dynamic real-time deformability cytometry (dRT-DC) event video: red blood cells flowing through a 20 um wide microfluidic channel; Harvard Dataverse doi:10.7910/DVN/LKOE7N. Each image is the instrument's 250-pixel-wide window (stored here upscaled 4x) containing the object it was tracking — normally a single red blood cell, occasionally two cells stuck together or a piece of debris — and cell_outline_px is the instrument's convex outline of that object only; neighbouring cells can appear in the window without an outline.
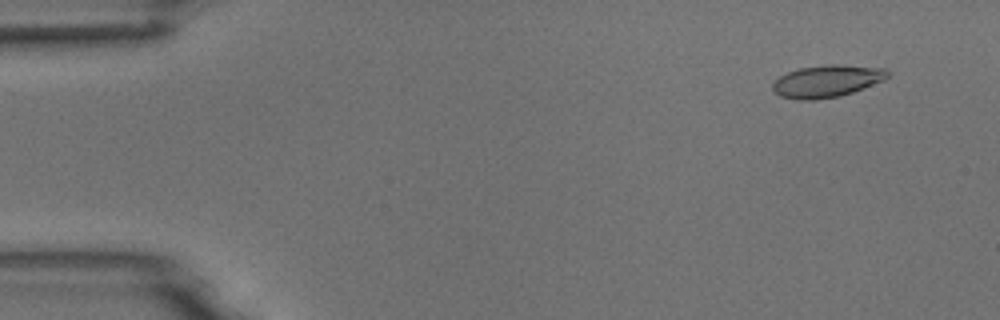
{"species": "common noctule bat (a hibernating species)", "species_latin": "Nyctalus noctula", "temperature_condition": "room temperature", "stored_images_in_passage": 54, "camera_frame_rate_fps": 3000, "um_per_image_px": 0.085, "animal": {"sex": "male", "body_mass_g": 18.8}, "frame": {"image": 1, "passage_image": 4, "time_ms": 1.0, "image_size_px": [1000, 320], "cell_outline_px": [[888, 76], [884, 80], [852, 92], [840, 96], [816, 100], [796, 100], [780, 96], [772, 92], [772, 80], [788, 72], [800, 68], [828, 64], [844, 64], [888, 68]], "centroid_in_image_um": [70.26, 6.89], "position_along_channel_um": 14.7, "area_um2": 21.91}}
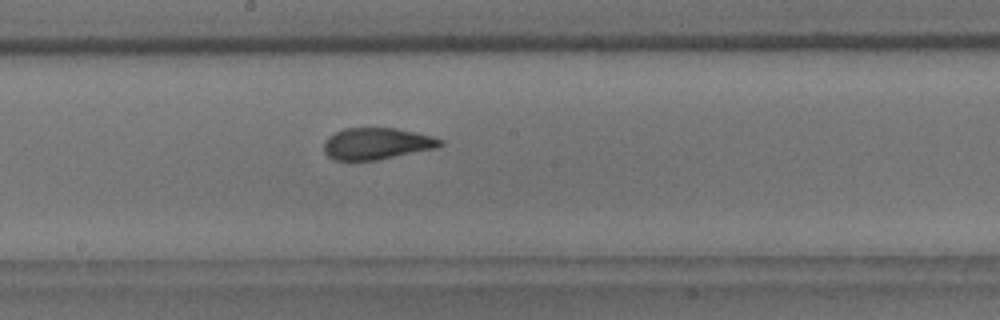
{"frame": {"image": 2, "passage_image": 29, "time_ms": 9.333, "image_size_px": [1000, 320], "cell_outline_px": [[444, 144], [436, 148], [376, 160], [336, 160], [328, 156], [324, 152], [324, 140], [328, 136], [344, 128], [396, 128], [416, 132], [432, 136], [444, 140]], "centroid_in_image_um": [32.03, 12.2], "position_along_channel_um": 216.2, "area_um2": 21.44}}
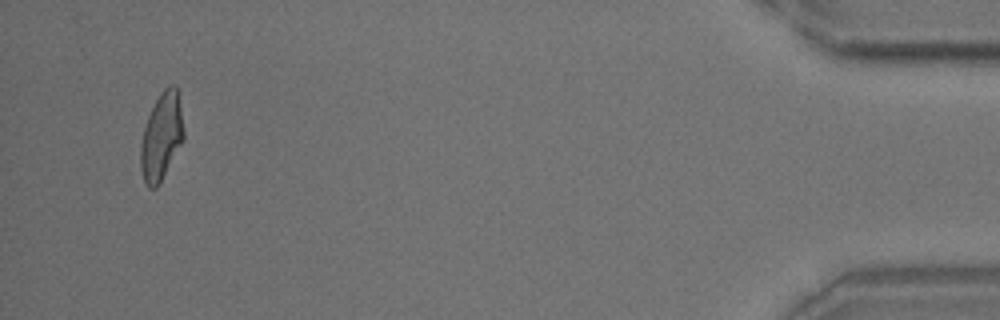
{"frame": {"image": 3, "passage_image": 52, "time_ms": 17.0, "image_size_px": [1000, 320], "cell_outline_px": [[184, 140], [160, 184], [156, 188], [148, 188], [144, 184], [140, 168], [140, 144], [144, 128], [148, 116], [160, 92], [164, 88], [172, 84], [176, 84], [184, 128]], "centroid_in_image_um": [13.72, 11.65], "position_along_channel_um": 421.5, "area_um2": 22.2}, "authors_computed_cell_mechanics": {"area_um2": 21.7328, "velocity_mm_per_s": 3.6981, "shape_relaxation_time_tau1_ms": 4.5259, "shape_relaxation_time_tau2_ms": 1.3549, "deformation_change_tau1": 0.1673, "deformation_change_tau2": 0.0764}}